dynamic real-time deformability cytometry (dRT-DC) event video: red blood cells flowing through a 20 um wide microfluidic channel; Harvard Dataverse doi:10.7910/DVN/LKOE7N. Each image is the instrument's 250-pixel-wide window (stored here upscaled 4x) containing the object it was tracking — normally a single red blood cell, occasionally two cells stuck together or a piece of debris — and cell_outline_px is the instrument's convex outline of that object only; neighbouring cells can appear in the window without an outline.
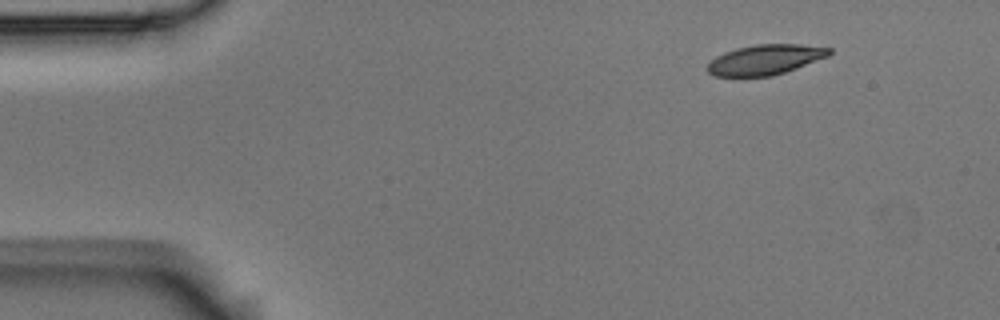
{"species": "Egyptian fruit bat (a non-hibernating species)", "species_latin": "Rousettus aegyptiacus", "temperature_condition": "room temperature", "stored_images_in_passage": 3, "camera_frame_rate_fps": 3000, "um_per_image_px": 0.085, "animal": {"sex": "male"}, "frame": {"image": 1, "passage_image": 1, "time_ms": 0.0, "image_size_px": [1000, 320], "cell_outline_px": [[832, 52], [828, 56], [796, 68], [772, 76], [716, 76], [708, 72], [704, 68], [716, 56], [724, 52], [736, 48], [756, 44], [800, 44], [832, 48]], "centroid_in_image_um": [65.03, 5.06], "position_along_channel_um": 20.0, "area_um2": 21.33}}